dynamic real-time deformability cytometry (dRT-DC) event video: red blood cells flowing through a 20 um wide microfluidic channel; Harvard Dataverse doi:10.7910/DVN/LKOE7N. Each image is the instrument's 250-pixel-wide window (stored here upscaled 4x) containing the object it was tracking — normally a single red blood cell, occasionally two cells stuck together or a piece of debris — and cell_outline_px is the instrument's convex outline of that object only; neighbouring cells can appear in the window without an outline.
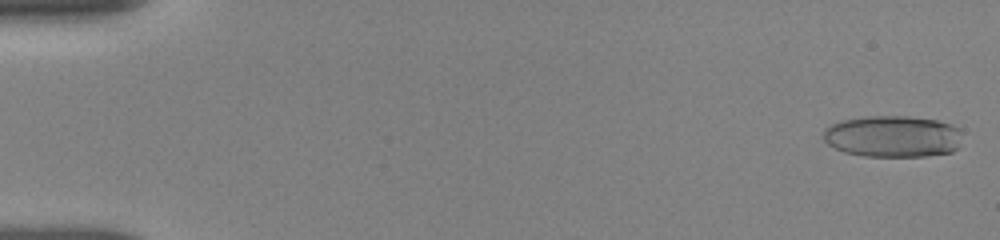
{"species": "human", "species_latin": "Homo sapiens", "temperature_condition": "room temperature", "stored_images_in_passage": 29, "camera_frame_rate_fps": 3000, "um_per_image_px": 0.085, "donor": {"sex": "female"}, "frame": {"image": 1, "passage_image": 3, "time_ms": 0.333, "image_size_px": [1000, 240], "cell_outline_px": [[960, 128], [956, 148], [952, 152], [924, 156], [864, 156], [844, 152], [828, 144], [824, 140], [824, 128], [832, 124], [844, 120], [864, 116], [908, 116], [936, 120], [952, 124]], "centroid_in_image_um": [75.86, 11.59], "position_along_channel_um": 9.1, "area_um2": 33.52}}
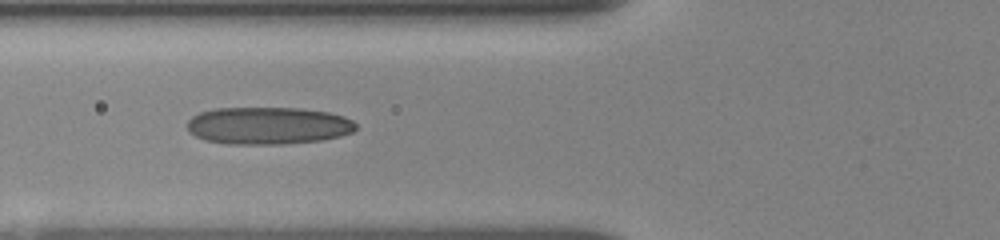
{"frame": {"image": 2, "passage_image": 20, "time_ms": 6.667, "image_size_px": [1000, 240], "cell_outline_px": [[356, 128], [352, 132], [340, 136], [320, 140], [284, 144], [228, 144], [204, 140], [188, 132], [188, 120], [192, 116], [200, 112], [216, 108], [300, 108], [328, 112], [344, 116], [352, 120], [356, 124]], "centroid_in_image_um": [22.77, 10.68], "position_along_channel_um": 103.0, "area_um2": 36.82}}
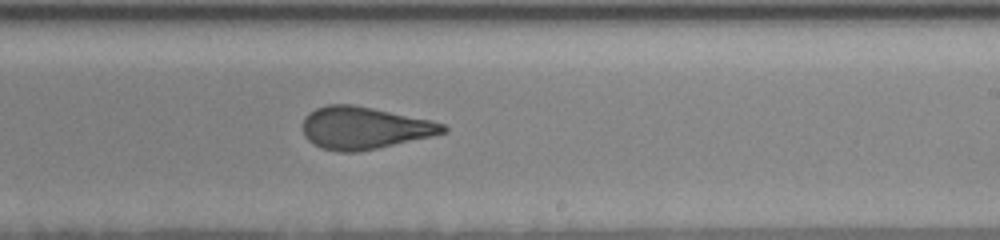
{"frame": {"image": 3, "passage_image": 29, "time_ms": 10.667, "image_size_px": [1000, 240], "cell_outline_px": [[448, 132], [432, 136], [360, 152], [336, 152], [320, 148], [312, 144], [304, 136], [304, 116], [308, 112], [316, 108], [328, 104], [352, 104], [432, 120], [444, 124], [448, 128]], "centroid_in_image_um": [30.95, 10.88], "position_along_channel_um": 258.0, "area_um2": 34.8}}